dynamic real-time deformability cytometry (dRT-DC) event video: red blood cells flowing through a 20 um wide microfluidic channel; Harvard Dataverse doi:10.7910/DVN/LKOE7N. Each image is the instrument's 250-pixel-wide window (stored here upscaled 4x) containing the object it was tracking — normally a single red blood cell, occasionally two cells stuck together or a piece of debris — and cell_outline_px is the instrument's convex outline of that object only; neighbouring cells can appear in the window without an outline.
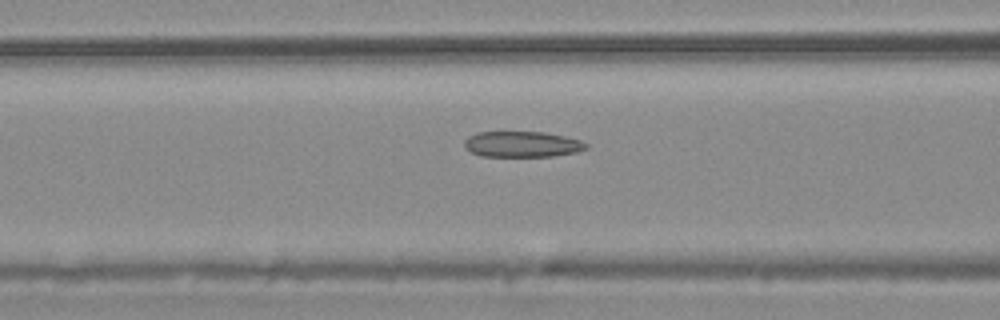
{"species": "common noctule bat (a hibernating species)", "species_latin": "Nyctalus noctula", "temperature_condition": "warm", "stored_images_in_passage": 45, "camera_frame_rate_fps": 3000, "um_per_image_px": 0.085, "animal": {"sex": "male", "body_mass_g": 20.4}, "frame": {"image": 1, "passage_image": 13, "time_ms": 4.0, "image_size_px": [1000, 320], "cell_outline_px": [[588, 148], [576, 152], [552, 156], [480, 156], [464, 148], [464, 140], [468, 136], [480, 132], [544, 132], [564, 136], [580, 140], [588, 144]], "centroid_in_image_um": [44.37, 12.26], "position_along_channel_um": 122.2, "area_um2": 18.26}}
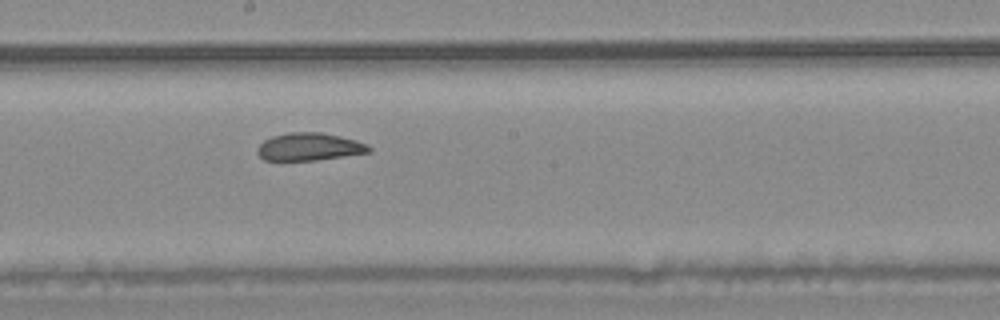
{"frame": {"image": 2, "passage_image": 21, "time_ms": 6.667, "image_size_px": [1000, 320], "cell_outline_px": [[372, 152], [316, 160], [264, 160], [256, 152], [256, 148], [264, 140], [272, 136], [288, 132], [320, 132], [340, 136], [356, 140], [368, 144], [372, 148]], "centroid_in_image_um": [26.3, 12.47], "position_along_channel_um": 221.9, "area_um2": 18.09}}
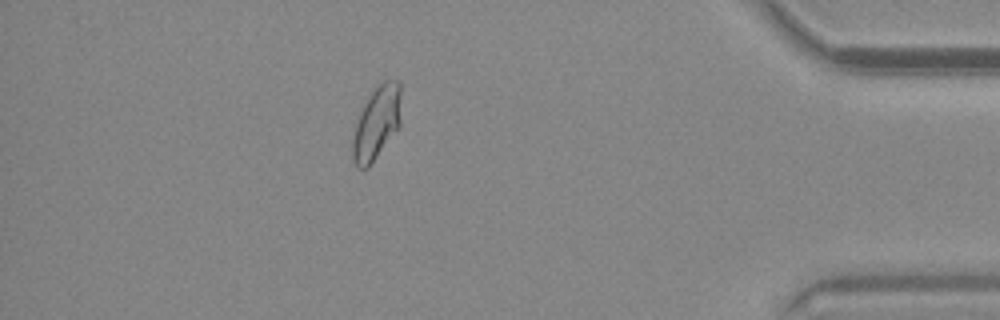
{"frame": {"image": 3, "passage_image": 39, "time_ms": 12.667, "image_size_px": [1000, 320], "cell_outline_px": [[400, 128], [368, 168], [356, 168], [352, 160], [352, 140], [356, 124], [360, 112], [368, 96], [376, 84], [384, 80], [400, 80]], "centroid_in_image_um": [32.02, 10.45], "position_along_channel_um": 403.2, "area_um2": 21.1}, "authors_computed_cell_mechanics": {"area_um2": 19.652, "velocity_mm_per_s": 3.7428, "shape_relaxation_time_tau1_ms": null, "shape_relaxation_time_tau2_ms": 1.5327, "deformation_change_tau1": null, "deformation_change_tau2": 0.0635}}